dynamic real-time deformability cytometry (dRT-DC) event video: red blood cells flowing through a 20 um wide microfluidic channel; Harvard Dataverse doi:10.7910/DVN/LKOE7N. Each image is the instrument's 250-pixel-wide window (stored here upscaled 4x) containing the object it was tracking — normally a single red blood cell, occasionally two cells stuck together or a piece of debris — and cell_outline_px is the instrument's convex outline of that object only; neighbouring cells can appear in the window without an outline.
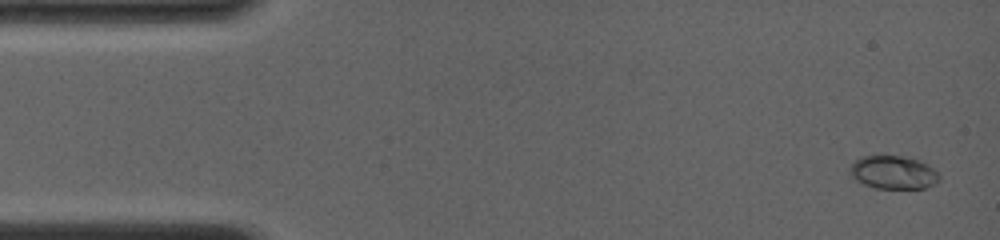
{"species": "common noctule bat (a hibernating species)", "species_latin": "Nyctalus noctula", "temperature_condition": "room temperature", "stored_images_in_passage": 6, "camera_frame_rate_fps": 4000, "um_per_image_px": 0.085, "animal": {"sex": "female", "body_mass_g": 19.0, "forearm_length_mm": 56.7}, "frame": {"image": 1, "passage_image": 1, "time_ms": 0.0, "image_size_px": [1000, 240], "cell_outline_px": [[940, 180], [936, 184], [924, 188], [876, 188], [864, 184], [856, 180], [848, 172], [848, 168], [860, 156], [900, 156], [920, 160], [928, 164], [940, 176]], "centroid_in_image_um": [75.93, 14.65], "position_along_channel_um": 9.1, "area_um2": 17.34}}
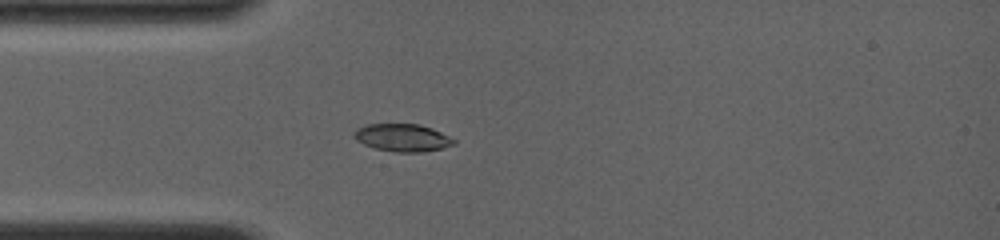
{"frame": {"image": 2, "passage_image": 6, "time_ms": 3.75, "image_size_px": [1000, 240], "cell_outline_px": [[456, 144], [440, 148], [420, 152], [396, 152], [376, 148], [364, 144], [356, 140], [352, 136], [352, 132], [356, 128], [368, 124], [420, 124], [432, 128], [456, 140]], "centroid_in_image_um": [34.18, 11.69], "position_along_channel_um": 50.8, "area_um2": 16.01}}